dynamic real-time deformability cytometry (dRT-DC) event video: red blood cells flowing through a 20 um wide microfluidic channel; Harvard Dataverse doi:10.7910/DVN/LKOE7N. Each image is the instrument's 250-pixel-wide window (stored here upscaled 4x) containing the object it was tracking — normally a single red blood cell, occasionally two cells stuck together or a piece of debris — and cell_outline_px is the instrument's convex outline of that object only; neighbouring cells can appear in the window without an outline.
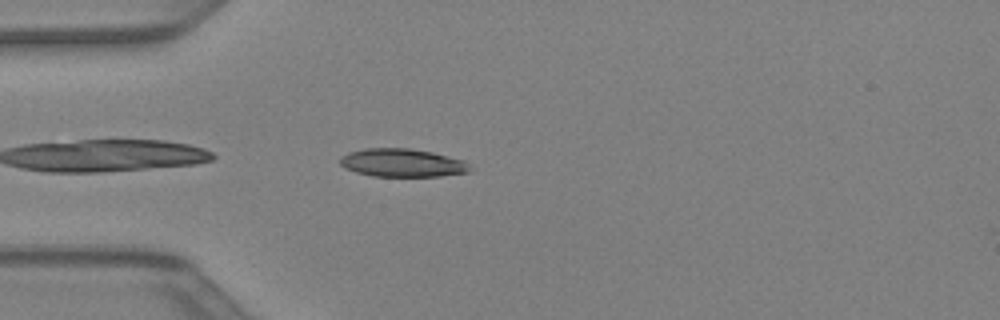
{"species": "Egyptian fruit bat (a non-hibernating species)", "species_latin": "Rousettus aegyptiacus", "temperature_condition": "warm", "stored_images_in_passage": 31, "camera_frame_rate_fps": 3000, "um_per_image_px": 0.085, "animal": {"sex": "female"}, "frame": {"image": 1, "passage_image": 1, "time_ms": 0.0, "image_size_px": [1000, 320], "cell_outline_px": [[468, 172], [440, 176], [372, 176], [356, 172], [344, 168], [340, 164], [340, 156], [348, 152], [364, 148], [408, 148], [432, 152], [460, 160], [468, 164]], "centroid_in_image_um": [34.1, 13.83], "position_along_channel_um": 50.9, "area_um2": 21.1}}
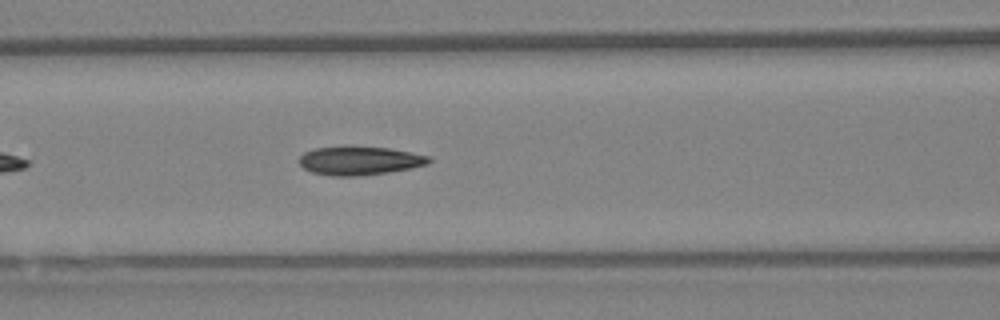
{"frame": {"image": 2, "passage_image": 7, "time_ms": 2.0, "image_size_px": [1000, 320], "cell_outline_px": [[432, 160], [424, 164], [408, 168], [388, 172], [356, 176], [332, 176], [312, 172], [304, 168], [300, 164], [300, 156], [304, 152], [316, 148], [344, 144], [348, 144], [388, 148], [428, 156]], "centroid_in_image_um": [30.48, 13.62], "position_along_channel_um": 136.1, "area_um2": 21.79}}
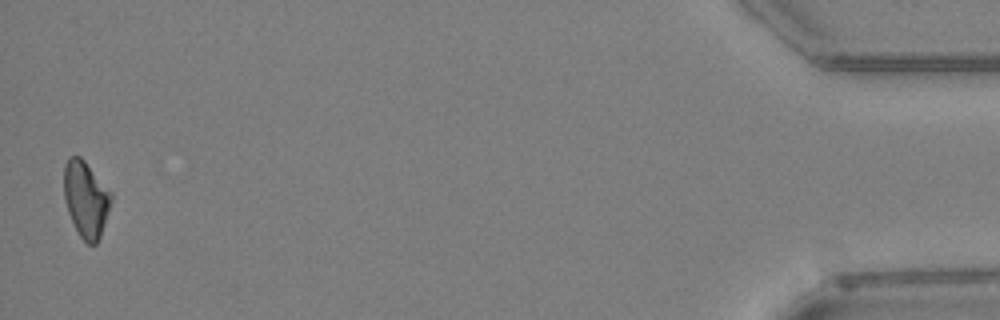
{"frame": {"image": 3, "passage_image": 31, "time_ms": 10.0, "image_size_px": [1000, 320], "cell_outline_px": [[112, 200], [100, 236], [96, 244], [88, 244], [80, 236], [68, 212], [64, 200], [64, 164], [68, 156], [80, 156], [84, 160], [112, 192]], "centroid_in_image_um": [7.29, 16.89], "position_along_channel_um": 427.9, "area_um2": 20.87}}